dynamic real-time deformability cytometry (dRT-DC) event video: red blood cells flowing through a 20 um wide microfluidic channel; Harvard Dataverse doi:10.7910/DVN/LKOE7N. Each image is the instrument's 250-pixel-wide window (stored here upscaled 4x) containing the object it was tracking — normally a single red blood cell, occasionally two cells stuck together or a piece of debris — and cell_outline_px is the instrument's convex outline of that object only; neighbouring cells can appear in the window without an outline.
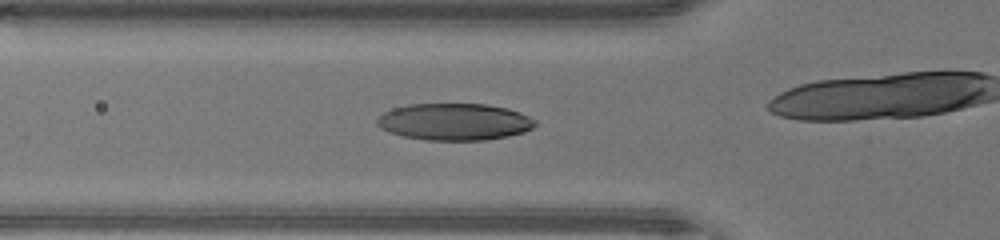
{"species": "human", "species_latin": "Homo sapiens", "temperature_condition": "warm", "stored_images_in_passage": 36, "camera_frame_rate_fps": 3000, "um_per_image_px": 0.085, "donor": {"sex": "male"}, "frame": {"image": 1, "passage_image": 16, "time_ms": 5.0, "image_size_px": [1000, 240], "cell_outline_px": [[536, 124], [532, 128], [524, 132], [508, 136], [484, 140], [428, 140], [404, 136], [388, 132], [380, 128], [376, 124], [376, 120], [384, 112], [408, 104], [488, 104], [508, 108], [520, 112], [536, 120]], "centroid_in_image_um": [38.64, 10.35], "position_along_channel_um": 87.2, "area_um2": 33.99}}
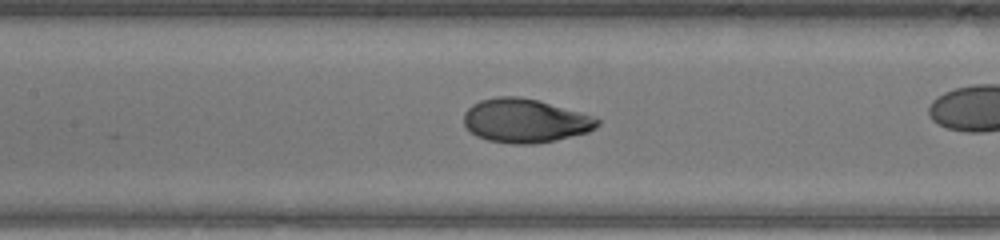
{"frame": {"image": 2, "passage_image": 21, "time_ms": 6.667, "image_size_px": [1000, 240], "cell_outline_px": [[600, 124], [596, 128], [588, 132], [556, 140], [532, 144], [512, 144], [488, 140], [476, 136], [464, 124], [464, 112], [472, 104], [480, 100], [496, 96], [520, 96], [540, 100], [596, 116], [600, 120]], "centroid_in_image_um": [44.67, 10.24], "position_along_channel_um": 162.7, "area_um2": 34.51}}
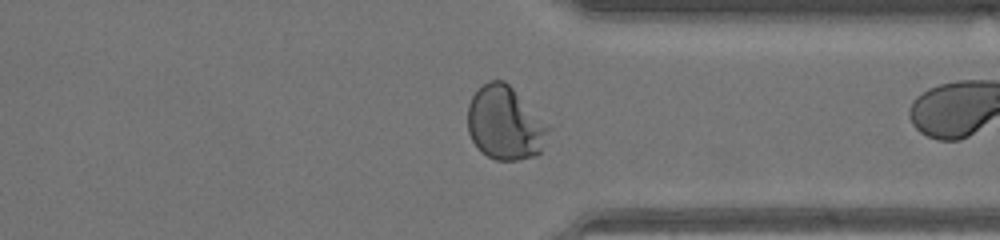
{"frame": {"image": 3, "passage_image": 35, "time_ms": 11.333, "image_size_px": [1000, 240], "cell_outline_px": [[548, 128], [540, 152], [536, 156], [516, 160], [496, 160], [480, 152], [472, 140], [468, 132], [468, 104], [472, 96], [488, 80], [504, 80], [512, 88]], "centroid_in_image_um": [42.85, 10.49], "position_along_channel_um": 368.6, "area_um2": 33.64}}